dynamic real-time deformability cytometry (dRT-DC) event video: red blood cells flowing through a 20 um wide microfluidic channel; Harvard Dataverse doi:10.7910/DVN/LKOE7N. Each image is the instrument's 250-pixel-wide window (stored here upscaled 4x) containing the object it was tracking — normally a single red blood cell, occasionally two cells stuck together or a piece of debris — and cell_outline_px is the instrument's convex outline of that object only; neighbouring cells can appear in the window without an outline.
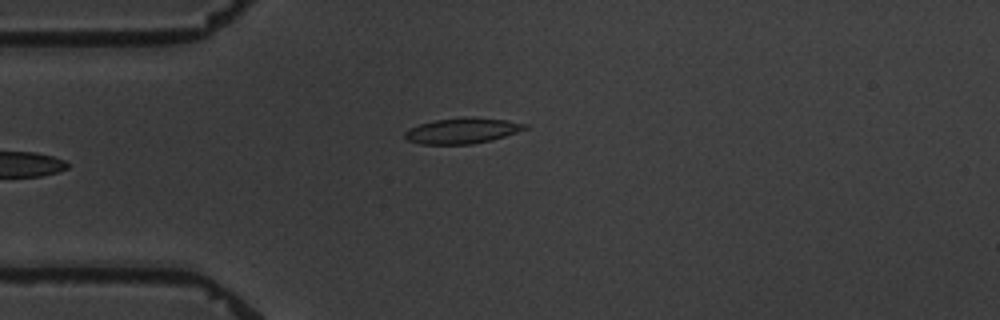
{"species": "common noctule bat (a hibernating species)", "species_latin": "Nyctalus noctula", "temperature_condition": "warm", "stored_images_in_passage": 6, "camera_frame_rate_fps": 3000, "um_per_image_px": 0.085, "animal": {"sex": "male", "body_mass_g": 19.5, "forearm_length_mm": 54.6}, "frame": {"image": 1, "passage_image": 6, "time_ms": 6.333, "image_size_px": [1000, 320], "cell_outline_px": [[528, 128], [492, 140], [472, 144], [420, 144], [408, 140], [404, 136], [404, 132], [420, 124], [436, 120], [464, 116], [472, 116], [508, 120], [528, 124]], "centroid_in_image_um": [39.33, 11.1], "position_along_channel_um": 45.7, "area_um2": 17.98}}